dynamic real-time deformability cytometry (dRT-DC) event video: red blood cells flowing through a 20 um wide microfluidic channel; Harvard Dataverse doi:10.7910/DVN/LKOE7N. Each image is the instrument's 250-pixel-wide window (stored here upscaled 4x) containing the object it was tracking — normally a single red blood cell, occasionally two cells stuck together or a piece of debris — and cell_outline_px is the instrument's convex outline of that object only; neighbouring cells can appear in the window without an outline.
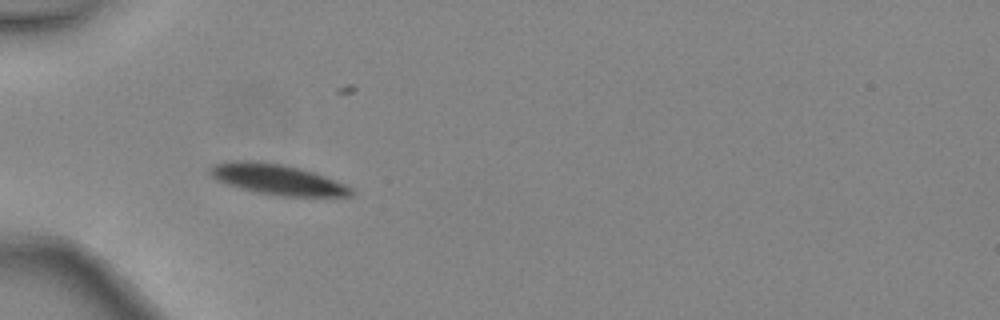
{"species": "common noctule bat (a hibernating species)", "species_latin": "Nyctalus noctula", "temperature_condition": "warm", "stored_images_in_passage": 14, "camera_frame_rate_fps": 3000, "um_per_image_px": 0.085, "animal": {"sex": "female", "body_mass_g": 24.6, "forearm_length_mm": 56.2}, "frame": {"image": 1, "passage_image": 3, "time_ms": 0.667, "image_size_px": [1000, 320], "cell_outline_px": [[356, 192], [352, 196], [280, 196], [252, 192], [216, 180], [208, 172], [208, 168], [212, 164], [228, 160], [256, 160], [284, 164], [316, 172], [344, 184], [352, 188]], "centroid_in_image_um": [23.54, 15.23], "position_along_channel_um": 61.5, "area_um2": 25.61}}
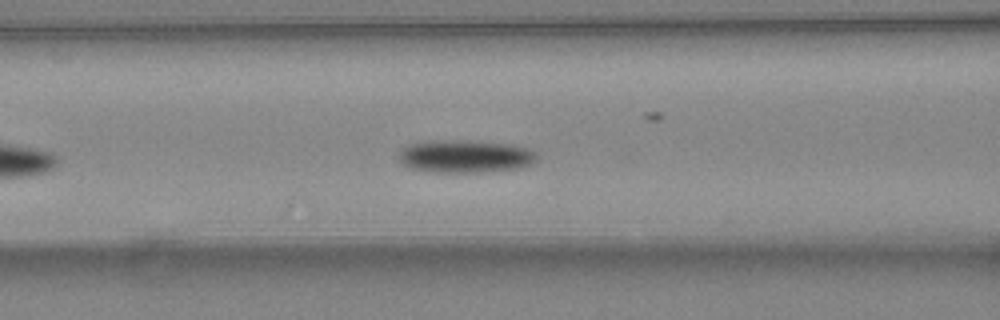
{"frame": {"image": 2, "passage_image": 8, "time_ms": 2.333, "image_size_px": [1000, 320], "cell_outline_px": [[536, 160], [532, 164], [520, 168], [480, 172], [428, 172], [412, 168], [404, 164], [396, 156], [400, 148], [408, 144], [432, 140], [468, 140], [512, 144], [528, 148], [536, 152]], "centroid_in_image_um": [39.51, 13.27], "position_along_channel_um": 127.1, "area_um2": 26.76}}
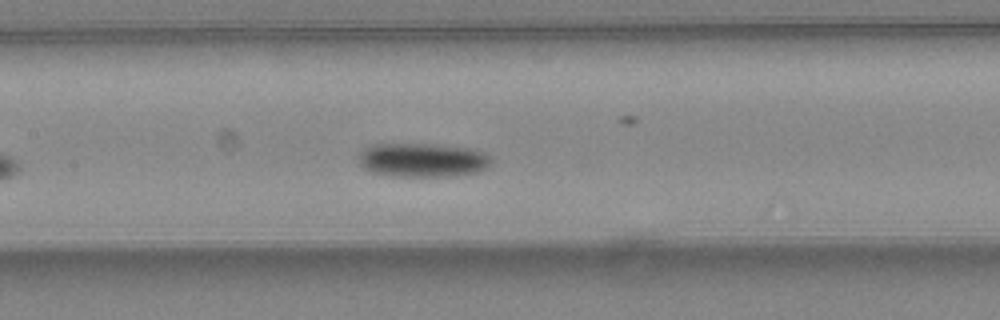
{"frame": {"image": 3, "passage_image": 11, "time_ms": 3.333, "image_size_px": [1000, 320], "cell_outline_px": [[492, 164], [488, 168], [480, 172], [456, 176], [392, 176], [372, 172], [364, 168], [360, 164], [356, 156], [364, 148], [372, 144], [432, 144], [468, 148], [484, 152], [492, 160]], "centroid_in_image_um": [35.92, 13.61], "position_along_channel_um": 171.5, "area_um2": 26.59}}